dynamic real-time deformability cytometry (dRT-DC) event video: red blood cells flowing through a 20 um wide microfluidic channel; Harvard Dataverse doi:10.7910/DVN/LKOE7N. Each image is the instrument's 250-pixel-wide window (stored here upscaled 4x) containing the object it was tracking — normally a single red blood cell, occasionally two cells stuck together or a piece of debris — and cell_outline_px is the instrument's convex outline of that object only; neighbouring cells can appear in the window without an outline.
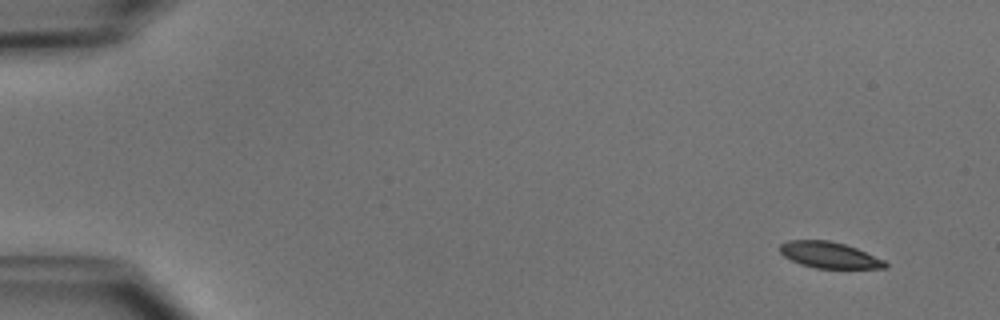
{"species": "common noctule bat (a hibernating species)", "species_latin": "Nyctalus noctula", "temperature_condition": "cold", "stored_images_in_passage": 49, "camera_frame_rate_fps": 3000, "um_per_image_px": 0.085, "animal": {"sex": "male", "body_mass_g": 15.6}, "frame": {"image": 1, "passage_image": 1, "time_ms": 0.0, "image_size_px": [1000, 320], "cell_outline_px": [[888, 268], [816, 268], [800, 264], [784, 256], [780, 252], [780, 244], [788, 240], [828, 240], [844, 244], [856, 248], [884, 260], [888, 264]], "centroid_in_image_um": [70.48, 21.67], "position_along_channel_um": 14.5, "area_um2": 15.95}}
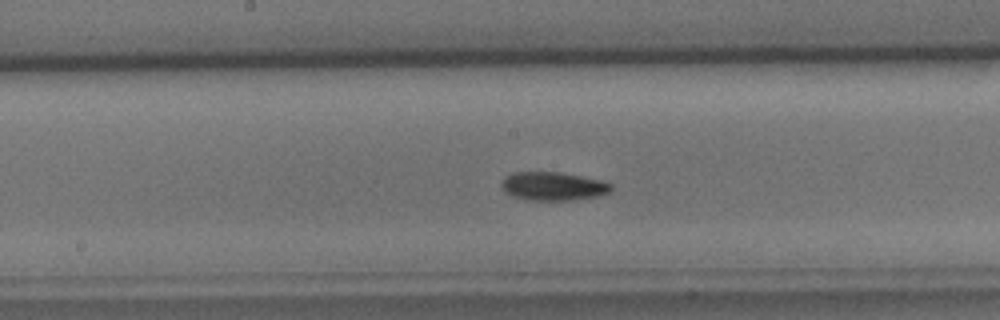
{"frame": {"image": 2, "passage_image": 25, "time_ms": 8.0, "image_size_px": [1000, 320], "cell_outline_px": [[612, 192], [600, 196], [572, 200], [524, 200], [512, 196], [504, 192], [500, 188], [500, 184], [504, 176], [512, 172], [560, 172], [604, 180], [612, 184]], "centroid_in_image_um": [47.01, 15.83], "position_along_channel_um": 201.2, "area_um2": 18.73}}
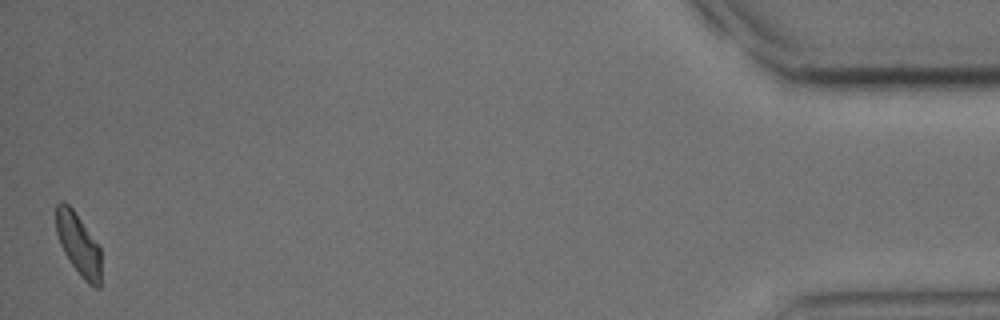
{"frame": {"image": 3, "passage_image": 49, "time_ms": 16.0, "image_size_px": [1000, 320], "cell_outline_px": [[100, 288], [92, 288], [80, 276], [68, 260], [60, 244], [56, 232], [56, 204], [60, 200], [64, 200], [72, 208], [100, 248]], "centroid_in_image_um": [6.65, 20.79], "position_along_channel_um": 428.6, "area_um2": 16.24}, "authors_computed_cell_mechanics": {"area_um2": 17.5712, "velocity_mm_per_s": 3.8847, "shape_relaxation_time_tau1_ms": 2.2361, "shape_relaxation_time_tau2_ms": 10.7281, "deformation_change_tau1": 0.0853, "deformation_change_tau2": 0.1534}}